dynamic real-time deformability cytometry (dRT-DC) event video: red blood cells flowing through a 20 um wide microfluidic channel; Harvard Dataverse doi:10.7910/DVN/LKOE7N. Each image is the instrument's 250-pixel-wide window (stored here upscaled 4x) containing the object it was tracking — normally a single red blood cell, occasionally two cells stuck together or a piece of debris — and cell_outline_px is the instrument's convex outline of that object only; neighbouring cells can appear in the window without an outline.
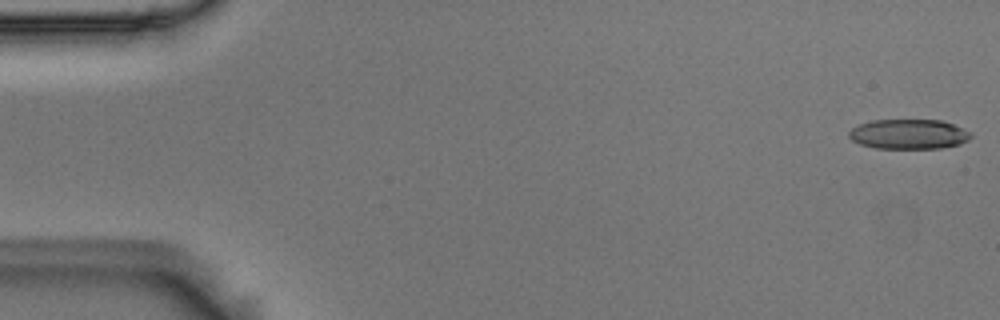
{"species": "Egyptian fruit bat (a non-hibernating species)", "species_latin": "Rousettus aegyptiacus", "temperature_condition": "room temperature", "stored_images_in_passage": 54, "camera_frame_rate_fps": 3000, "um_per_image_px": 0.085, "animal": {"sex": "male"}, "frame": {"image": 1, "passage_image": 1, "time_ms": 0.0, "image_size_px": [1000, 320], "cell_outline_px": [[972, 136], [968, 140], [960, 144], [940, 148], [876, 148], [860, 144], [852, 140], [848, 136], [848, 132], [852, 128], [860, 124], [872, 120], [940, 120], [952, 124], [972, 132]], "centroid_in_image_um": [77.24, 11.4], "position_along_channel_um": 7.8, "area_um2": 21.15}}
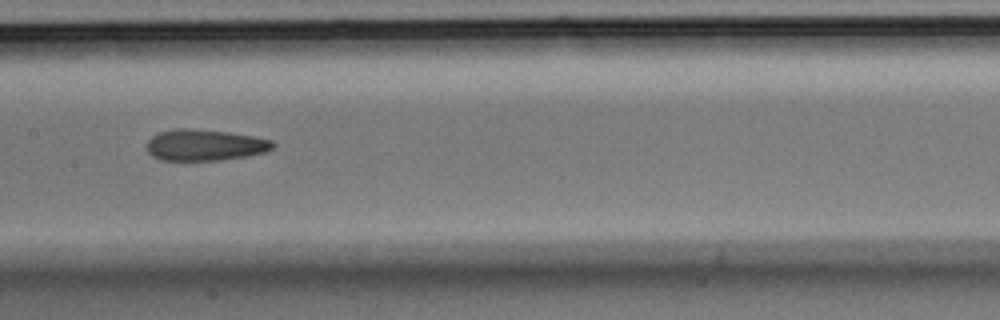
{"frame": {"image": 2, "passage_image": 27, "time_ms": 8.667, "image_size_px": [1000, 320], "cell_outline_px": [[276, 144], [272, 148], [264, 152], [244, 156], [220, 160], [160, 160], [152, 156], [148, 152], [148, 140], [156, 132], [176, 128], [188, 128], [228, 132], [252, 136], [272, 140]], "centroid_in_image_um": [17.37, 12.32], "position_along_channel_um": 190.0, "area_um2": 22.89}}
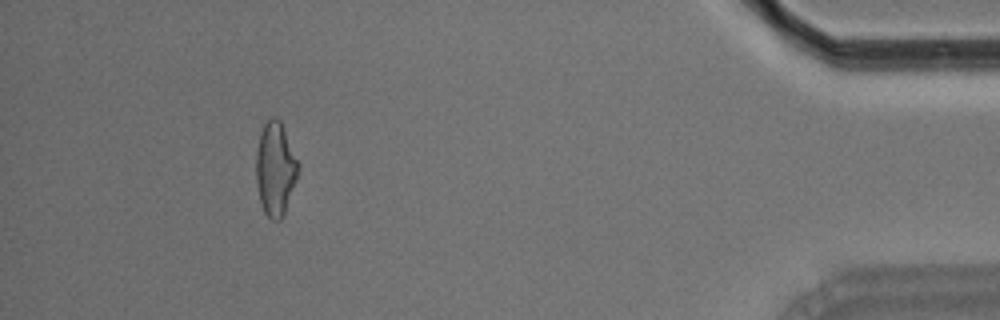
{"frame": {"image": 3, "passage_image": 50, "time_ms": 16.333, "image_size_px": [1000, 320], "cell_outline_px": [[300, 164], [296, 180], [284, 216], [280, 220], [272, 220], [264, 212], [260, 200], [256, 180], [256, 152], [260, 132], [264, 124], [272, 116], [276, 116], [280, 120]], "centroid_in_image_um": [23.41, 14.35], "position_along_channel_um": 411.8, "area_um2": 23.06}, "authors_computed_cell_mechanics": {"area_um2": 22.8021, "velocity_mm_per_s": 3.6727, "shape_relaxation_time_tau1_ms": null, "shape_relaxation_time_tau2_ms": 3.2156, "deformation_change_tau1": null, "deformation_change_tau2": 0.132}}